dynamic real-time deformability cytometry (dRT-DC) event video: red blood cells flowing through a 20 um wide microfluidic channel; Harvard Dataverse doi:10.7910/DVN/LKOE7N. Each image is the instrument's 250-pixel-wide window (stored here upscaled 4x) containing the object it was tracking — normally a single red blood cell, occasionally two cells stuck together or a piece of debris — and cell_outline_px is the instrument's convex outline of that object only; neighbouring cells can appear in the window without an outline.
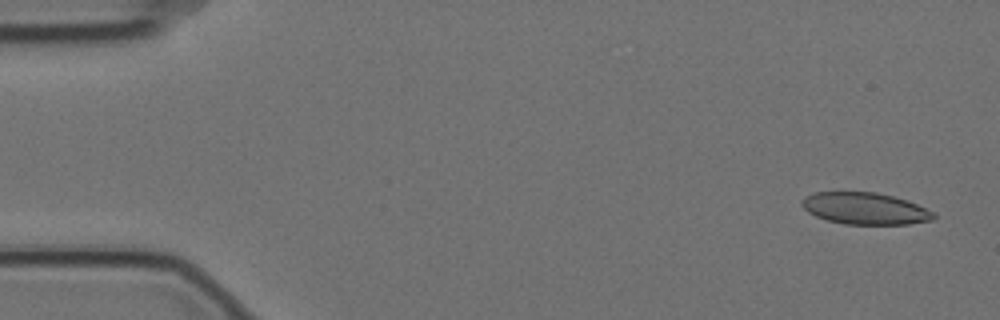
{"species": "Egyptian fruit bat (a non-hibernating species)", "species_latin": "Rousettus aegyptiacus", "temperature_condition": "cold", "stored_images_in_passage": 5, "camera_frame_rate_fps": 3000, "um_per_image_px": 0.085, "animal": {"sex": "female"}, "frame": {"image": 1, "passage_image": 1, "time_ms": 0.0, "image_size_px": [1000, 320], "cell_outline_px": [[936, 216], [932, 220], [908, 224], [844, 224], [828, 220], [816, 216], [808, 212], [800, 204], [800, 200], [804, 196], [812, 192], [876, 192], [908, 200], [936, 212]], "centroid_in_image_um": [73.53, 17.71], "position_along_channel_um": 11.5, "area_um2": 24.62}}
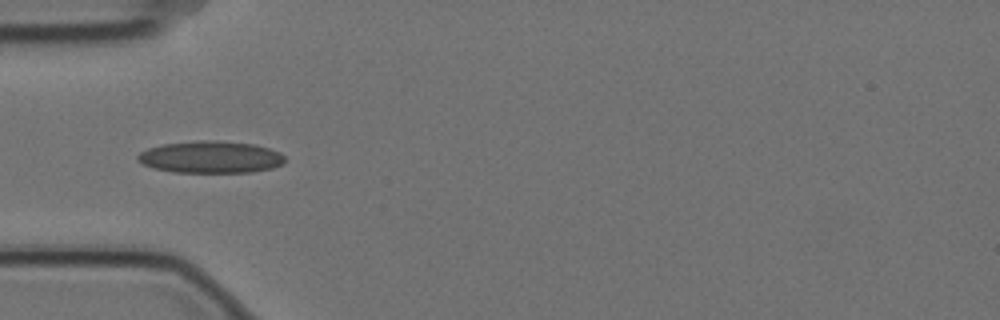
{"frame": {"image": 2, "passage_image": 5, "time_ms": 1.333, "image_size_px": [1000, 320], "cell_outline_px": [[284, 164], [272, 168], [252, 172], [172, 172], [152, 168], [136, 160], [136, 156], [140, 152], [148, 148], [164, 144], [200, 140], [216, 140], [252, 144], [268, 148], [280, 152], [284, 156]], "centroid_in_image_um": [17.89, 13.35], "position_along_channel_um": 67.1, "area_um2": 27.51}}